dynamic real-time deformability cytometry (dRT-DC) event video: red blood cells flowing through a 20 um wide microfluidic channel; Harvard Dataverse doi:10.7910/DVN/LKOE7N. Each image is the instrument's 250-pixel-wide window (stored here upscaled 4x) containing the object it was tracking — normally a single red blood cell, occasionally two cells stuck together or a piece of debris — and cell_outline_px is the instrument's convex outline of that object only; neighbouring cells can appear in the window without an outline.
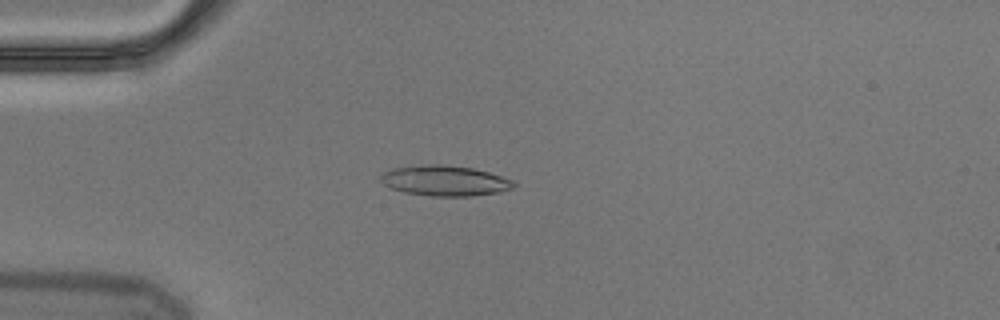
{"species": "Egyptian fruit bat (a non-hibernating species)", "species_latin": "Rousettus aegyptiacus", "temperature_condition": "cold", "stored_images_in_passage": 6, "camera_frame_rate_fps": 3000, "um_per_image_px": 0.085, "animal": {"sex": "male"}, "frame": {"image": 1, "passage_image": 4, "time_ms": 1.0, "image_size_px": [1000, 320], "cell_outline_px": [[516, 184], [512, 188], [500, 192], [472, 196], [432, 196], [404, 192], [392, 188], [384, 184], [380, 180], [380, 176], [384, 172], [392, 168], [424, 164], [440, 164], [472, 168], [488, 172], [512, 180]], "centroid_in_image_um": [37.8, 15.36], "position_along_channel_um": 47.2, "area_um2": 23.47}}